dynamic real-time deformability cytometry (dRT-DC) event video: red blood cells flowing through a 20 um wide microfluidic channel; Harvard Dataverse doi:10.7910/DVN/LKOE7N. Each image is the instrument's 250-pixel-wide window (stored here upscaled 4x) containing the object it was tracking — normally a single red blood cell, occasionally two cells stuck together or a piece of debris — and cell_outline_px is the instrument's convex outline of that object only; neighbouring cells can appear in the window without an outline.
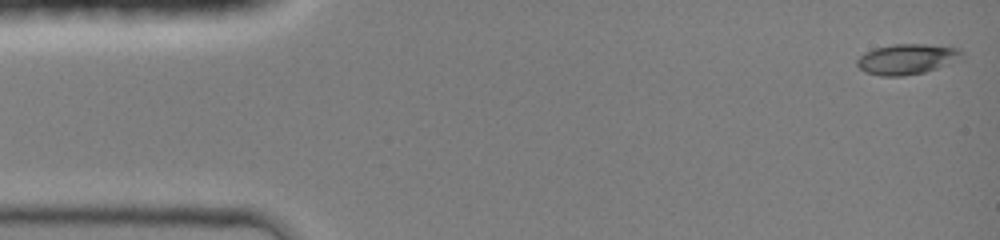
{"species": "common noctule bat (a hibernating species)", "species_latin": "Nyctalus noctula", "temperature_condition": "room temperature", "stored_images_in_passage": 45, "camera_frame_rate_fps": 3000, "um_per_image_px": 0.085, "animal": {"sex": "female", "body_mass_g": 19.0, "forearm_length_mm": 51.5}, "frame": {"image": 1, "passage_image": 1, "time_ms": 0.0, "image_size_px": [1000, 240], "cell_outline_px": [[964, 56], [948, 64], [924, 72], [904, 76], [880, 76], [864, 72], [856, 64], [856, 60], [864, 52], [876, 48], [892, 44], [924, 44], [960, 48], [964, 52]], "centroid_in_image_um": [77.07, 5.02], "position_along_channel_um": 7.9, "area_um2": 18.61}}
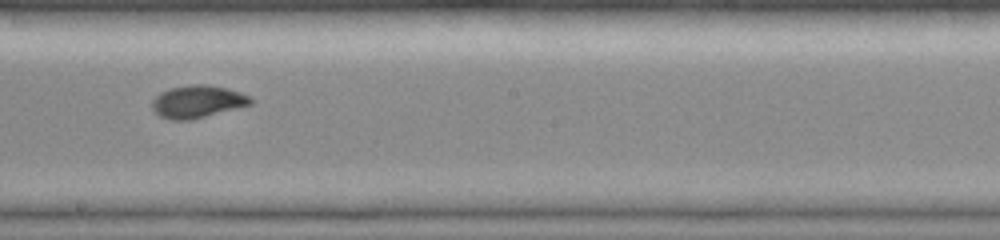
{"frame": {"image": 2, "passage_image": 25, "time_ms": 8.0, "image_size_px": [1000, 240], "cell_outline_px": [[252, 104], [192, 120], [168, 120], [160, 116], [152, 108], [152, 100], [160, 92], [172, 88], [192, 84], [208, 84], [228, 88], [240, 92], [248, 96], [252, 100]], "centroid_in_image_um": [16.78, 8.64], "position_along_channel_um": 231.4, "area_um2": 18.67}}
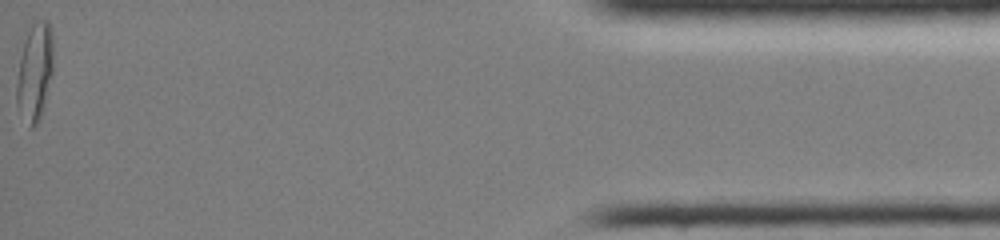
{"frame": {"image": 3, "passage_image": 45, "time_ms": 14.667, "image_size_px": [1000, 240], "cell_outline_px": [[52, 76], [40, 120], [32, 128], [28, 128], [16, 104], [16, 84], [20, 56], [24, 40], [32, 20], [48, 20], [52, 28]], "centroid_in_image_um": [2.95, 6.1], "position_along_channel_um": 432.3, "area_um2": 21.27}, "authors_computed_cell_mechanics": {"area_um2": 18.207, "velocity_mm_per_s": 4.2513, "shape_relaxation_time_tau1_ms": 5.2685, "shape_relaxation_time_tau2_ms": null, "deformation_change_tau1": 0.2244, "deformation_change_tau2": null}}